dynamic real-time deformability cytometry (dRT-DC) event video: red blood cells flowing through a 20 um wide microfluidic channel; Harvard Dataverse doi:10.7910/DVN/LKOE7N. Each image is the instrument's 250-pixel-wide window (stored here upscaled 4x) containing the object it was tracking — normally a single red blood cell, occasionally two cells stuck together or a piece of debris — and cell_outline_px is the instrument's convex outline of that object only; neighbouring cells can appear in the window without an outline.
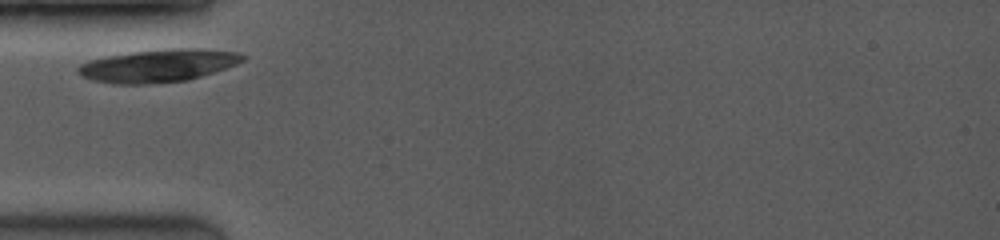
{"species": "common noctule bat (a hibernating species)", "species_latin": "Nyctalus noctula", "temperature_condition": "room temperature", "stored_images_in_passage": 2, "camera_frame_rate_fps": 3500, "um_per_image_px": 0.085, "animal": {"sex": "female", "body_mass_g": 19.0, "forearm_length_mm": 53.3}, "frame": {"image": 1, "passage_image": 1, "time_ms": 0.0, "image_size_px": [1000, 240], "cell_outline_px": [[248, 56], [244, 60], [236, 64], [188, 80], [148, 84], [112, 84], [92, 80], [80, 76], [76, 72], [76, 68], [80, 64], [88, 60], [104, 56], [132, 52], [168, 48], [200, 48], [240, 52]], "centroid_in_image_um": [13.41, 5.57], "position_along_channel_um": 71.6, "area_um2": 31.73}}